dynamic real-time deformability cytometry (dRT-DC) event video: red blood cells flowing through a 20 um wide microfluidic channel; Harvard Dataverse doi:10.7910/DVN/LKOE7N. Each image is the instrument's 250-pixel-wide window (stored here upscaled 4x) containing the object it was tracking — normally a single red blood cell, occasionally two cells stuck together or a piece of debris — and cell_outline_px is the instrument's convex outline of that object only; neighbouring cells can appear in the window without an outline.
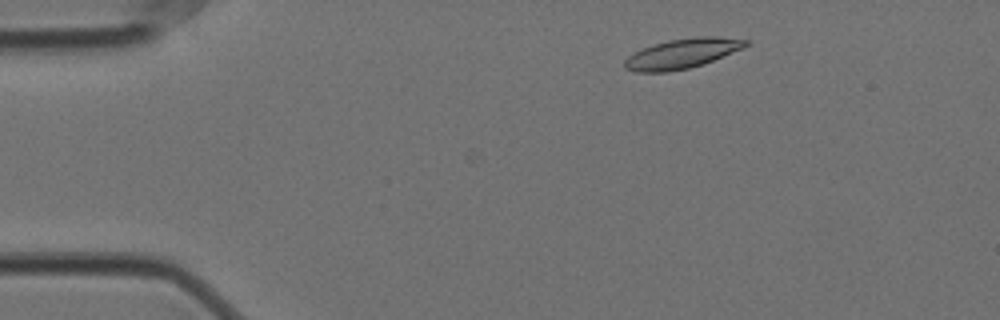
{"species": "Egyptian fruit bat (a non-hibernating species)", "species_latin": "Rousettus aegyptiacus", "temperature_condition": "cold", "stored_images_in_passage": 12, "camera_frame_rate_fps": 3000, "um_per_image_px": 0.085, "animal": {"sex": "female"}, "frame": {"image": 1, "passage_image": 5, "time_ms": 1.333, "image_size_px": [1000, 320], "cell_outline_px": [[748, 44], [744, 48], [704, 64], [688, 68], [668, 72], [636, 72], [624, 68], [624, 60], [628, 56], [652, 44], [668, 40], [696, 36], [716, 36], [748, 40]], "centroid_in_image_um": [57.99, 4.55], "position_along_channel_um": 27.0, "area_um2": 21.1}}